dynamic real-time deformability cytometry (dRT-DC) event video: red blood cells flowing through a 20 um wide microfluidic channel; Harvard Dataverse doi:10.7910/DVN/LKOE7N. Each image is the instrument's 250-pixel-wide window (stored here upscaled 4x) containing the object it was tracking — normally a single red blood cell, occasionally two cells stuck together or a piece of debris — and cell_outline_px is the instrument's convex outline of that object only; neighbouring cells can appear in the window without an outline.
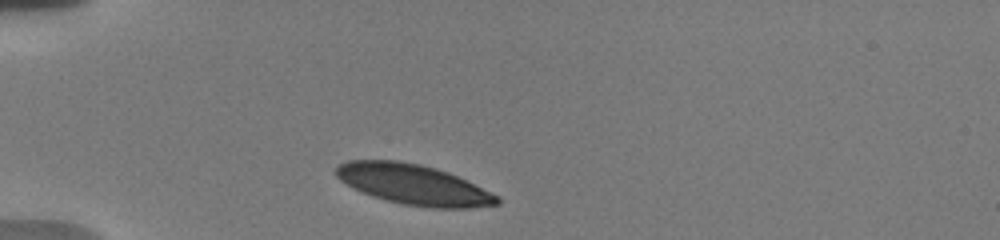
{"species": "human", "species_latin": "Homo sapiens", "temperature_condition": "warm", "stored_images_in_passage": 8, "camera_frame_rate_fps": 3000, "um_per_image_px": 0.085, "donor": {"sex": "male"}, "frame": {"image": 1, "passage_image": 1, "time_ms": 0.0, "image_size_px": [1000, 240], "cell_outline_px": [[500, 204], [468, 208], [432, 208], [404, 204], [384, 200], [372, 196], [340, 180], [336, 176], [336, 168], [340, 164], [348, 160], [396, 160], [420, 164], [436, 168], [448, 172], [500, 196]], "centroid_in_image_um": [35.18, 15.69], "position_along_channel_um": 49.8, "area_um2": 37.57}}
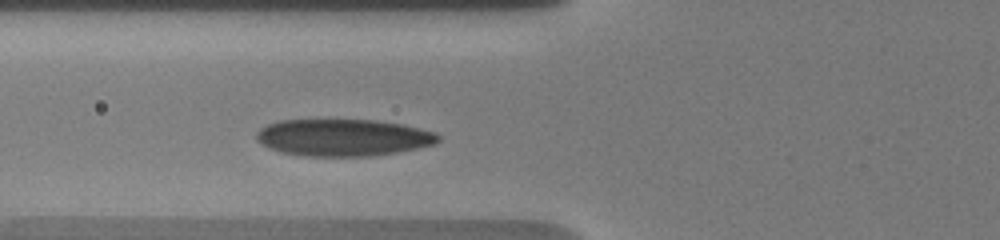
{"frame": {"image": 2, "passage_image": 5, "time_ms": 2.0, "image_size_px": [1000, 240], "cell_outline_px": [[440, 140], [436, 144], [396, 152], [368, 156], [308, 156], [280, 152], [260, 144], [256, 136], [256, 132], [260, 128], [268, 124], [280, 120], [372, 120], [404, 124], [436, 132], [440, 136]], "centroid_in_image_um": [29.18, 11.69], "position_along_channel_um": 96.6, "area_um2": 39.19}}
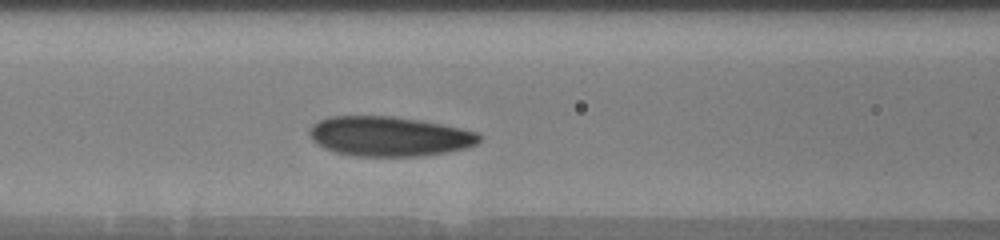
{"frame": {"image": 3, "passage_image": 8, "time_ms": 3.0, "image_size_px": [1000, 240], "cell_outline_px": [[480, 140], [476, 144], [468, 148], [420, 156], [352, 156], [336, 152], [324, 148], [316, 144], [312, 140], [308, 132], [308, 128], [312, 124], [320, 120], [332, 116], [392, 116], [440, 124], [460, 128], [476, 132], [480, 136]], "centroid_in_image_um": [33.03, 11.59], "position_along_channel_um": 133.6, "area_um2": 39.25}}